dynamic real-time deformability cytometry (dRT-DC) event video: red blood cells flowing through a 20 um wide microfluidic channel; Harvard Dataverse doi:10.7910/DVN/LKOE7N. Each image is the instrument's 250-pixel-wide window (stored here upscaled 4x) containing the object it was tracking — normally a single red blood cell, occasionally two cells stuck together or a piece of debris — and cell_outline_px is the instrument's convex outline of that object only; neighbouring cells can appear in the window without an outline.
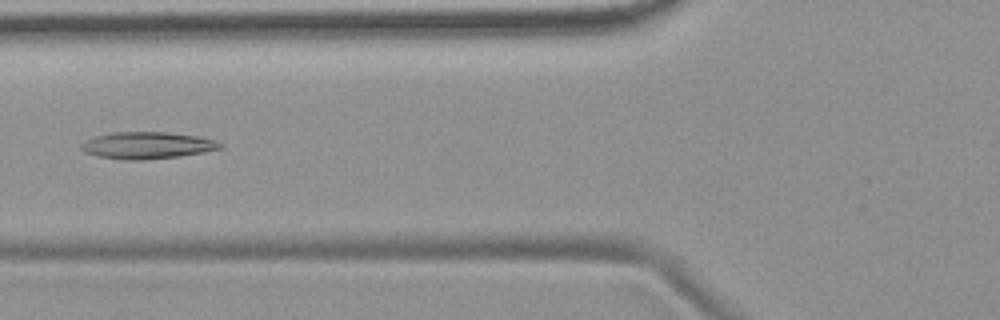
{"species": "common noctule bat (a hibernating species)", "species_latin": "Nyctalus noctula", "temperature_condition": "room temperature", "stored_images_in_passage": 8, "camera_frame_rate_fps": 3000, "um_per_image_px": 0.085, "animal": {"sex": "female", "body_mass_g": 19.9}, "frame": {"image": 1, "passage_image": 6, "time_ms": 6.0, "image_size_px": [1000, 320], "cell_outline_px": [[224, 148], [204, 152], [180, 156], [144, 160], [124, 160], [96, 156], [84, 152], [80, 148], [80, 144], [96, 136], [112, 132], [168, 132], [200, 136], [216, 140], [224, 144]], "centroid_in_image_um": [12.56, 12.36], "position_along_channel_um": 113.2, "area_um2": 22.02}}
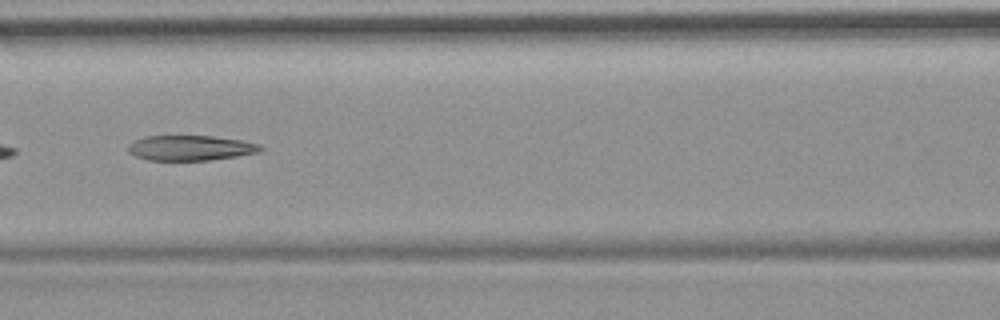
{"frame": {"image": 2, "passage_image": 7, "time_ms": 7.0, "image_size_px": [1000, 320], "cell_outline_px": [[264, 148], [260, 152], [236, 156], [208, 160], [148, 160], [136, 156], [128, 152], [128, 144], [144, 136], [212, 136], [244, 140], [260, 144]], "centroid_in_image_um": [16.21, 12.57], "position_along_channel_um": 150.4, "area_um2": 19.42}}
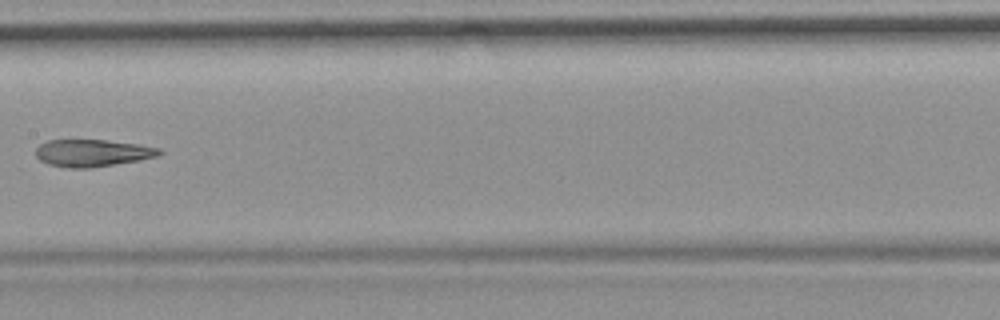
{"frame": {"image": 3, "passage_image": 8, "time_ms": 8.333, "image_size_px": [1000, 320], "cell_outline_px": [[164, 152], [156, 156], [140, 160], [88, 168], [68, 168], [48, 164], [40, 160], [36, 156], [36, 148], [40, 144], [48, 140], [104, 140], [140, 144], [160, 148]], "centroid_in_image_um": [7.86, 13.0], "position_along_channel_um": 199.5, "area_um2": 19.54}}